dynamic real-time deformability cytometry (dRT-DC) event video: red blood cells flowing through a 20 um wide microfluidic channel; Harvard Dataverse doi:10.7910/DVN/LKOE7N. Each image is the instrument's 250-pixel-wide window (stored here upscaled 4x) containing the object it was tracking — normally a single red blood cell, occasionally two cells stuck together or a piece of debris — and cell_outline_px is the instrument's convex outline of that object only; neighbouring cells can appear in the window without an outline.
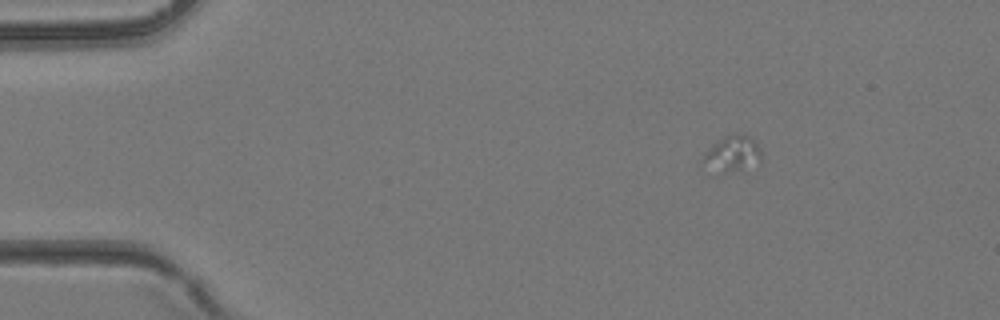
{"species": "common noctule bat (a hibernating species)", "species_latin": "Nyctalus noctula", "temperature_condition": "room temperature", "stored_images_in_passage": 10, "camera_frame_rate_fps": 3000, "um_per_image_px": 0.085, "animal": {"sex": "female", "body_mass_g": 24.6, "forearm_length_mm": 56.2}, "frame": {"image": 1, "passage_image": 1, "time_ms": 0.0, "image_size_px": [1000, 320], "cell_outline_px": [[760, 160], [740, 168], [724, 172], [700, 160], [704, 152], [712, 144], [724, 136], [736, 132], [748, 136], [760, 148]], "centroid_in_image_um": [62.21, 12.97], "position_along_channel_um": 22.8, "area_um2": 11.39}}